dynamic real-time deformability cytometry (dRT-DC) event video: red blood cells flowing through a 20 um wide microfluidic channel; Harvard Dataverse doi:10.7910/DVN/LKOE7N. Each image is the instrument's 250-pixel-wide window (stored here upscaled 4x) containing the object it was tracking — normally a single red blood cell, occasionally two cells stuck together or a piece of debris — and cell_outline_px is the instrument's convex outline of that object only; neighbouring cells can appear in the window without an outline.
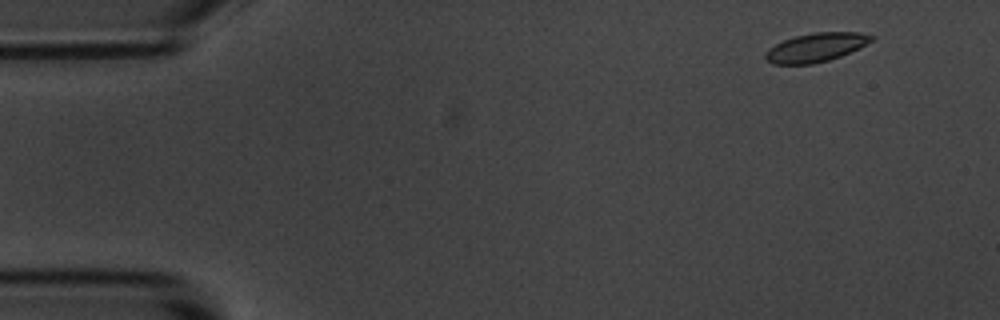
{"species": "common noctule bat (a hibernating species)", "species_latin": "Nyctalus noctula", "temperature_condition": "room temperature", "stored_images_in_passage": 4, "camera_frame_rate_fps": 3000, "um_per_image_px": 0.085, "animal": {"sex": "male", "body_mass_g": 20.1, "forearm_length_mm": 53.5}, "frame": {"image": 1, "passage_image": 1, "time_ms": 0.0, "image_size_px": [1000, 320], "cell_outline_px": [[876, 36], [872, 40], [860, 48], [840, 56], [828, 60], [812, 64], [772, 64], [764, 56], [764, 52], [768, 48], [784, 40], [796, 36], [812, 32], [860, 32]], "centroid_in_image_um": [69.36, 4.02], "position_along_channel_um": 15.6, "area_um2": 17.8}}
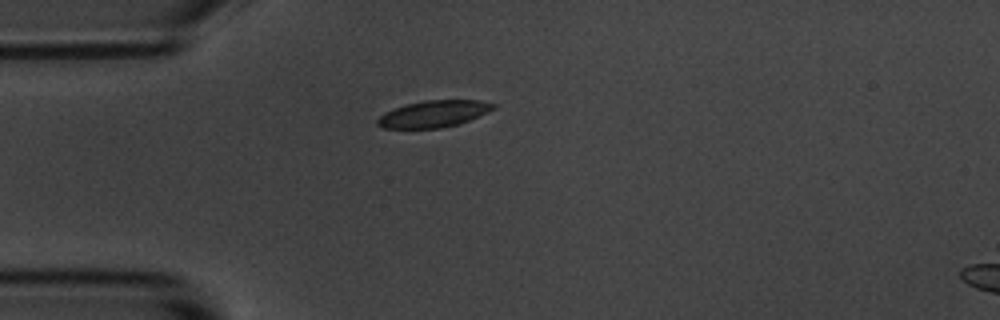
{"frame": {"image": 2, "passage_image": 4, "time_ms": 3.333, "image_size_px": [1000, 320], "cell_outline_px": [[496, 108], [488, 112], [468, 120], [456, 124], [440, 128], [384, 128], [376, 124], [376, 120], [384, 112], [408, 104], [424, 100], [480, 100], [496, 104]], "centroid_in_image_um": [36.87, 9.67], "position_along_channel_um": 48.1, "area_um2": 17.86}}